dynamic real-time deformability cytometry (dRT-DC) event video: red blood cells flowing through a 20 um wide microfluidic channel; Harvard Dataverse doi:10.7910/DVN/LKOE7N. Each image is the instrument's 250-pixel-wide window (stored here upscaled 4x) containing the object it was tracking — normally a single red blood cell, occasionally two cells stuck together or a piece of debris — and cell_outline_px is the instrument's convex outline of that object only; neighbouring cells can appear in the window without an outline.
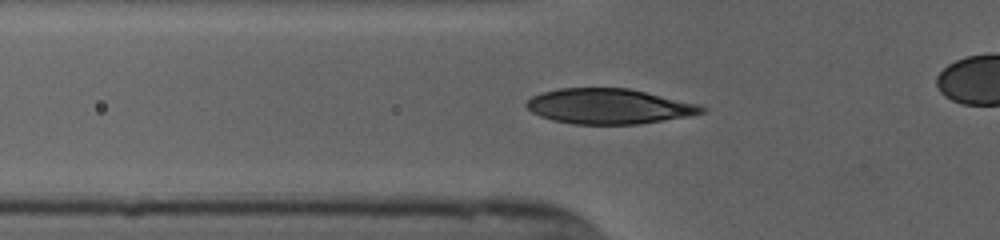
{"species": "human", "species_latin": "Homo sapiens", "temperature_condition": "cold", "stored_images_in_passage": 35, "camera_frame_rate_fps": 3000, "um_per_image_px": 0.085, "donor": {"sex": "female"}, "frame": {"image": 1, "passage_image": 6, "time_ms": 1.667, "image_size_px": [1000, 240], "cell_outline_px": [[708, 108], [704, 112], [688, 116], [640, 124], [576, 124], [552, 120], [540, 116], [532, 112], [524, 104], [532, 96], [540, 92], [560, 88], [628, 88], [700, 104]], "centroid_in_image_um": [51.76, 9.03], "position_along_channel_um": 74.0, "area_um2": 36.01}}
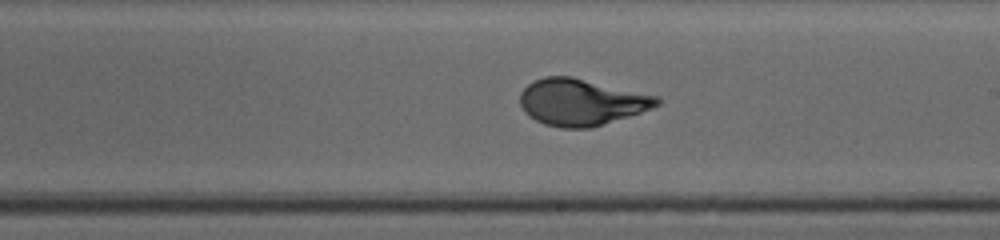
{"frame": {"image": 2, "passage_image": 19, "time_ms": 6.0, "image_size_px": [1000, 240], "cell_outline_px": [[660, 104], [652, 108], [628, 116], [588, 128], [560, 128], [544, 124], [528, 116], [524, 112], [520, 104], [520, 92], [528, 84], [544, 76], [572, 76], [660, 96]], "centroid_in_image_um": [49.4, 8.67], "position_along_channel_um": 239.6, "area_um2": 37.17}}
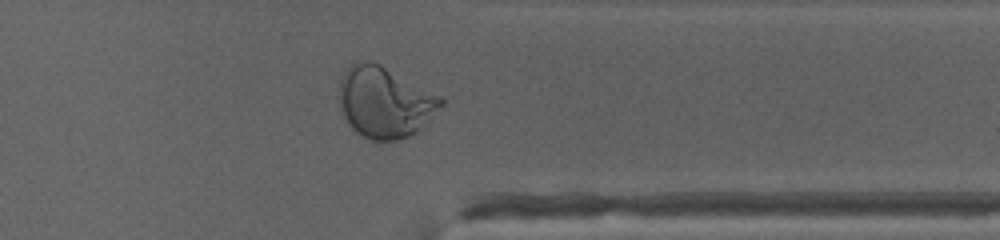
{"frame": {"image": 3, "passage_image": 30, "time_ms": 9.667, "image_size_px": [1000, 240], "cell_outline_px": [[444, 104], [416, 132], [408, 136], [396, 140], [372, 140], [356, 132], [348, 124], [340, 112], [336, 96], [336, 92], [340, 76], [352, 64], [380, 64], [440, 96], [444, 100]], "centroid_in_image_um": [32.64, 8.71], "position_along_channel_um": 378.8, "area_um2": 41.85}}